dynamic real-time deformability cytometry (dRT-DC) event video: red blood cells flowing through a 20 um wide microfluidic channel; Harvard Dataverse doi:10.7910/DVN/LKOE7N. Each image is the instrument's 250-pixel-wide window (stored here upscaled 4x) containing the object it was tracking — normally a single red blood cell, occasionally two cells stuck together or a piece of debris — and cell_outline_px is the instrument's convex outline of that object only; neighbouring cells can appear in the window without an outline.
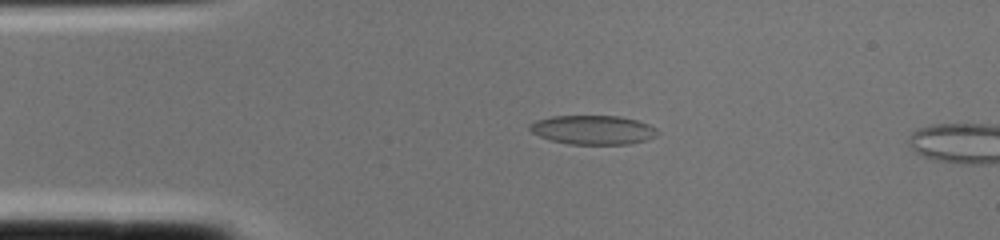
{"species": "common noctule bat (a hibernating species)", "species_latin": "Nyctalus noctula", "temperature_condition": "cold", "stored_images_in_passage": 2, "segment_of_instrument_passage": [2, 2], "camera_frame_rate_fps": 3000, "um_per_image_px": 0.085, "animal": {"sex": "female", "body_mass_g": 22.0, "forearm_length_mm": 56.7}, "frame": {"image": 1, "passage_image": 2, "time_ms": 0.333, "image_size_px": [1000, 240], "cell_outline_px": [[660, 132], [656, 136], [648, 140], [628, 144], [568, 144], [548, 140], [532, 132], [528, 128], [528, 124], [536, 120], [552, 116], [620, 116], [636, 120], [648, 124], [656, 128]], "centroid_in_image_um": [50.4, 11.04], "position_along_channel_um": 34.6, "area_um2": 21.85}}